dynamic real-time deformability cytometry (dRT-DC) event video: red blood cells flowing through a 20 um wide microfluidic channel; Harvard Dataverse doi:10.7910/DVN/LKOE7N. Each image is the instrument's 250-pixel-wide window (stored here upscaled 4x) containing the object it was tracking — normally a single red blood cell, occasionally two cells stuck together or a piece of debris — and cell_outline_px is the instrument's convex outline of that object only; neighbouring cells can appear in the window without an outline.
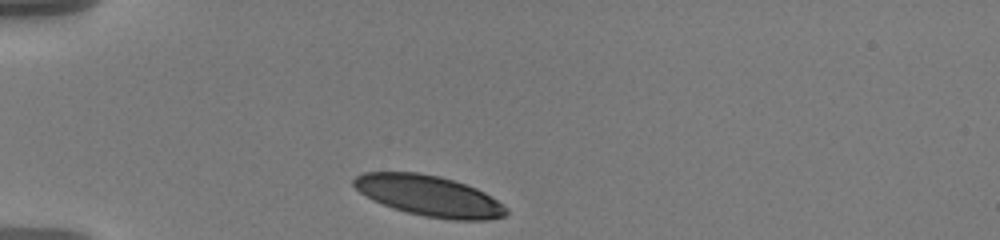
{"species": "human", "species_latin": "Homo sapiens", "temperature_condition": "warm", "stored_images_in_passage": 35, "camera_frame_rate_fps": 3000, "um_per_image_px": 0.085, "donor": {"sex": "male"}, "frame": {"image": 1, "passage_image": 1, "time_ms": 0.0, "image_size_px": [1000, 240], "cell_outline_px": [[508, 212], [504, 216], [480, 220], [456, 220], [428, 216], [408, 212], [384, 204], [360, 192], [352, 184], [352, 180], [356, 176], [364, 172], [416, 172], [436, 176], [452, 180], [476, 188], [484, 192], [496, 200]], "centroid_in_image_um": [36.44, 16.63], "position_along_channel_um": 48.6, "area_um2": 35.14}}
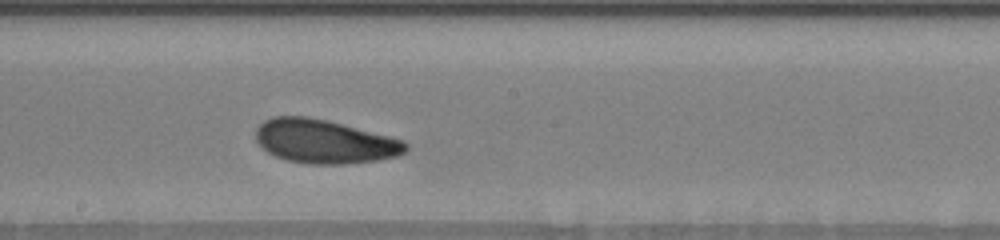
{"frame": {"image": 2, "passage_image": 18, "time_ms": 5.667, "image_size_px": [1000, 240], "cell_outline_px": [[408, 148], [404, 152], [396, 156], [376, 160], [340, 164], [316, 164], [288, 160], [276, 156], [268, 152], [256, 140], [256, 128], [264, 120], [276, 116], [304, 116], [324, 120], [404, 140], [408, 144]], "centroid_in_image_um": [27.56, 12.02], "position_along_channel_um": 220.6, "area_um2": 37.51}}
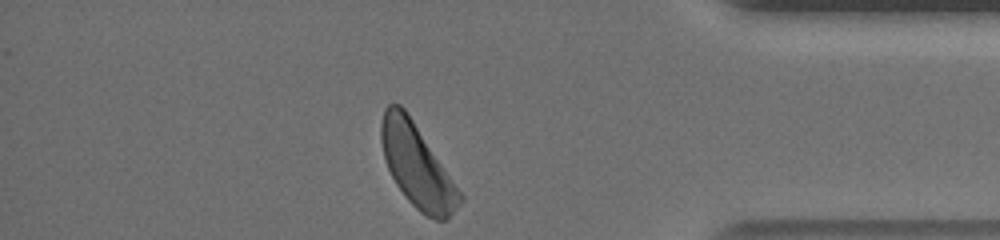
{"frame": {"image": 3, "passage_image": 35, "time_ms": 11.333, "image_size_px": [1000, 240], "cell_outline_px": [[464, 196], [456, 208], [444, 220], [436, 220], [420, 212], [408, 200], [396, 184], [388, 168], [384, 156], [380, 140], [380, 124], [384, 108], [388, 104], [400, 104], [404, 108]], "centroid_in_image_um": [35.42, 14.08], "position_along_channel_um": 399.8, "area_um2": 37.17}, "authors_computed_cell_mechanics": {"area_um2": 37.1654, "velocity_mm_per_s": 3.545, "shape_relaxation_time_tau1_ms": 2.4604, "shape_relaxation_time_tau2_ms": 5.4336, "deformation_change_tau1": 0.1061, "deformation_change_tau2": 0.1339}}